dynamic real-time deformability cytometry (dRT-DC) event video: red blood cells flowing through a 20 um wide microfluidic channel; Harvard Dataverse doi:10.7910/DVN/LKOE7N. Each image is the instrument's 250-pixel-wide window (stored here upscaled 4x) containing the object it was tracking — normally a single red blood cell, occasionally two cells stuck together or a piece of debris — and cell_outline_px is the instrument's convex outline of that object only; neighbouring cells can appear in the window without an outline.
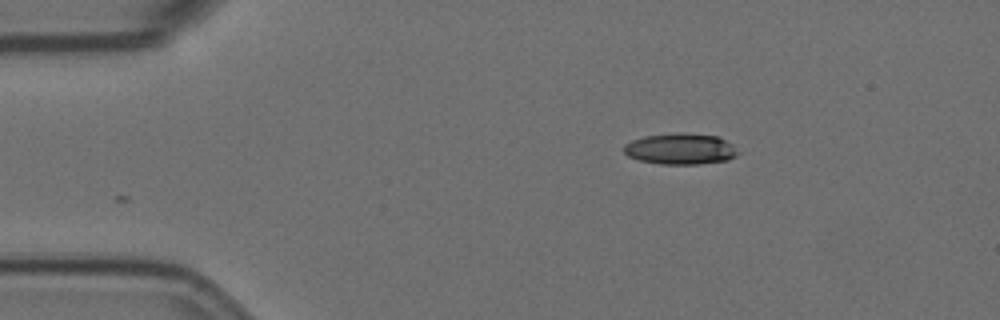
{"species": "Egyptian fruit bat (a non-hibernating species)", "species_latin": "Rousettus aegyptiacus", "temperature_condition": "room temperature", "stored_images_in_passage": 44, "camera_frame_rate_fps": 3000, "um_per_image_px": 0.085, "animal": {"sex": "female"}, "frame": {"image": 1, "passage_image": 1, "time_ms": 0.0, "image_size_px": [1000, 320], "cell_outline_px": [[740, 152], [736, 156], [728, 160], [700, 164], [660, 164], [640, 160], [628, 156], [624, 152], [624, 144], [632, 140], [644, 136], [680, 132], [684, 132], [716, 136], [732, 144]], "centroid_in_image_um": [57.85, 12.65], "position_along_channel_um": 27.2, "area_um2": 20.75}}
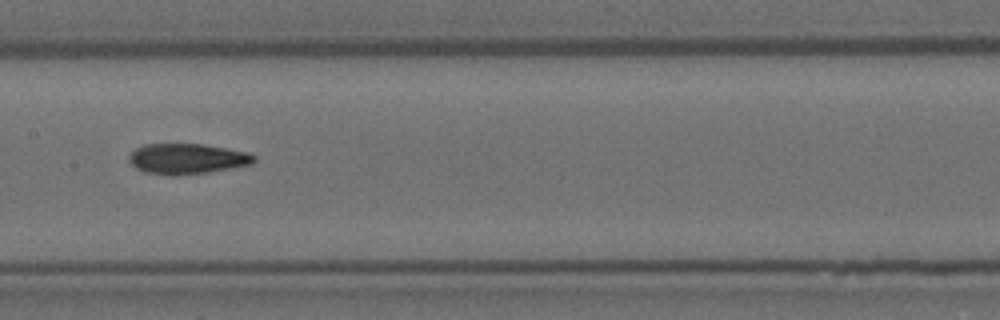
{"frame": {"image": 2, "passage_image": 20, "time_ms": 6.333, "image_size_px": [1000, 320], "cell_outline_px": [[256, 160], [252, 164], [208, 172], [176, 176], [172, 176], [144, 172], [136, 168], [128, 160], [128, 156], [136, 148], [144, 144], [204, 144], [248, 152], [256, 156]], "centroid_in_image_um": [15.9, 13.5], "position_along_channel_um": 191.5, "area_um2": 22.31}}
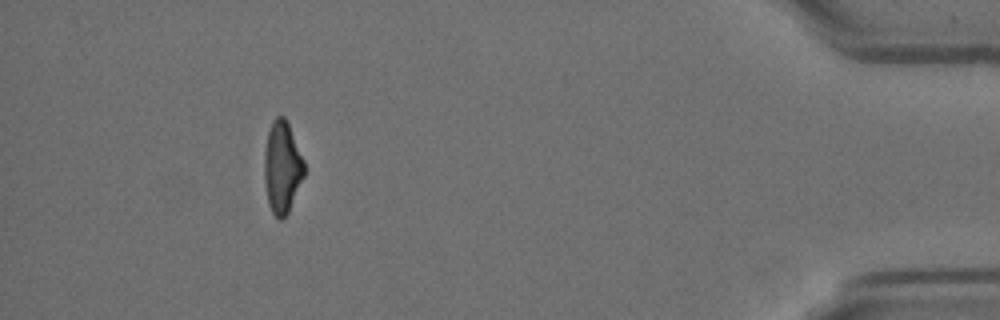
{"frame": {"image": 3, "passage_image": 44, "time_ms": 14.333, "image_size_px": [1000, 320], "cell_outline_px": [[304, 176], [288, 212], [280, 220], [272, 212], [268, 204], [264, 180], [264, 152], [268, 132], [272, 120], [276, 116], [284, 116], [288, 124], [304, 160]], "centroid_in_image_um": [23.97, 14.21], "position_along_channel_um": 411.2, "area_um2": 21.21}, "authors_computed_cell_mechanics": {"area_um2": 21.8484, "velocity_mm_per_s": 3.5282, "shape_relaxation_time_tau1_ms": null, "shape_relaxation_time_tau2_ms": 4.5091, "deformation_change_tau1": null, "deformation_change_tau2": 0.1305}}